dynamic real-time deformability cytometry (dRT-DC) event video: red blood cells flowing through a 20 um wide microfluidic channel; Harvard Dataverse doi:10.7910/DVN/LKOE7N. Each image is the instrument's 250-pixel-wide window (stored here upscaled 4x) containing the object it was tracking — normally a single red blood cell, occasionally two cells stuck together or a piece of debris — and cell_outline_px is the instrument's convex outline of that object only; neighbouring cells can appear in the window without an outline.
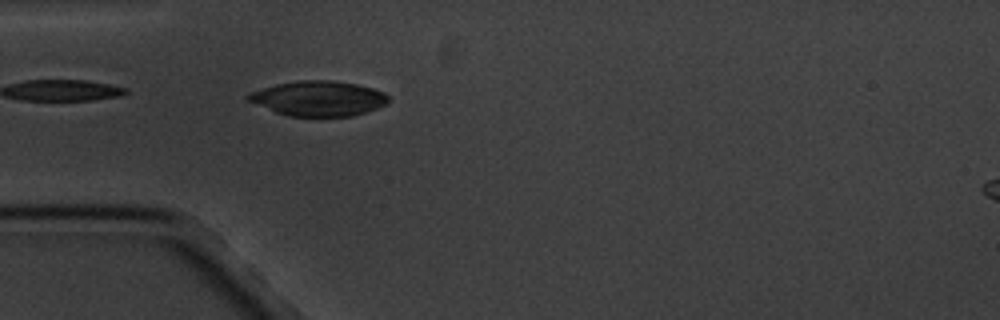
{"species": "common noctule bat (a hibernating species)", "species_latin": "Nyctalus noctula", "temperature_condition": "cold", "stored_images_in_passage": 2, "camera_frame_rate_fps": 3000, "um_per_image_px": 0.085, "animal": {"sex": "male", "body_mass_g": 20.1, "forearm_length_mm": 53.5}, "frame": {"image": 1, "passage_image": 2, "time_ms": 1.0, "image_size_px": [1000, 320], "cell_outline_px": [[388, 100], [384, 104], [368, 112], [352, 116], [288, 116], [276, 112], [248, 100], [244, 96], [248, 92], [276, 84], [296, 80], [332, 80], [356, 84], [372, 88], [384, 92], [388, 96]], "centroid_in_image_um": [27.05, 8.36], "position_along_channel_um": 58.0, "area_um2": 28.55}}